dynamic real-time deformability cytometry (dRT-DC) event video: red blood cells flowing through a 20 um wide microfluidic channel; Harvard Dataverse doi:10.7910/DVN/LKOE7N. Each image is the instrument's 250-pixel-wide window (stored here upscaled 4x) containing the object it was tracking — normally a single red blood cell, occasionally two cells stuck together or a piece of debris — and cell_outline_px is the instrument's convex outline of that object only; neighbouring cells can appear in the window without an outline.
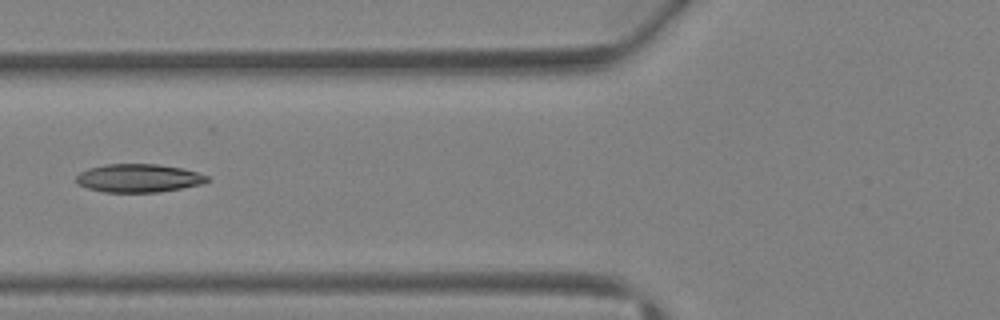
{"species": "Egyptian fruit bat (a non-hibernating species)", "species_latin": "Rousettus aegyptiacus", "temperature_condition": "warm", "stored_images_in_passage": 5, "camera_frame_rate_fps": 3000, "um_per_image_px": 0.085, "animal": {"sex": "female"}, "frame": {"image": 1, "passage_image": 5, "time_ms": 5.333, "image_size_px": [1000, 320], "cell_outline_px": [[208, 180], [200, 184], [160, 192], [104, 192], [88, 188], [76, 184], [76, 176], [80, 172], [88, 168], [104, 164], [156, 164], [184, 168], [208, 176]], "centroid_in_image_um": [11.73, 15.13], "position_along_channel_um": 114.1, "area_um2": 21.56}}